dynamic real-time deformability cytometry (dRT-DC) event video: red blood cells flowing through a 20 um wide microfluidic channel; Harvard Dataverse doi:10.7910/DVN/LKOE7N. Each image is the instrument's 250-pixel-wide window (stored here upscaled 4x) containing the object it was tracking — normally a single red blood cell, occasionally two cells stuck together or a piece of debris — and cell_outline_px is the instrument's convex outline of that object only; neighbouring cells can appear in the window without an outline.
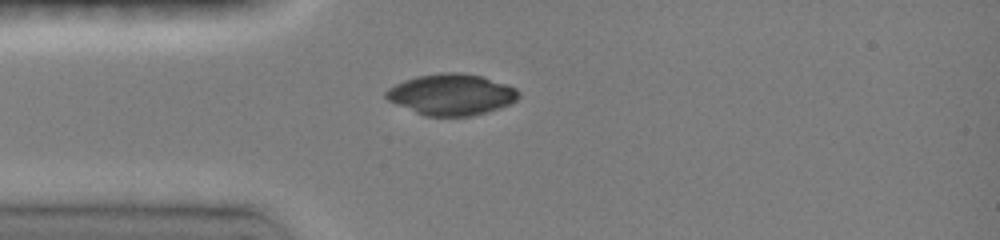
{"species": "common noctule bat (a hibernating species)", "species_latin": "Nyctalus noctula", "temperature_condition": "room temperature", "stored_images_in_passage": 40, "camera_frame_rate_fps": 3000, "um_per_image_px": 0.085, "animal": {"sex": "female", "body_mass_g": 19.0, "forearm_length_mm": 51.5}, "frame": {"image": 1, "passage_image": 1, "time_ms": 0.0, "image_size_px": [1000, 240], "cell_outline_px": [[520, 96], [516, 100], [500, 108], [488, 112], [472, 116], [424, 116], [388, 100], [384, 96], [384, 92], [388, 88], [404, 80], [416, 76], [440, 72], [460, 72], [484, 76], [508, 84], [516, 88], [520, 92]], "centroid_in_image_um": [38.39, 8.02], "position_along_channel_um": 46.6, "area_um2": 32.14}}
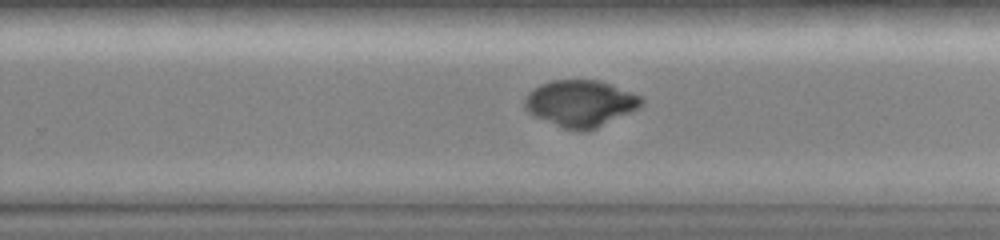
{"frame": {"image": 2, "passage_image": 16, "time_ms": 6.0, "image_size_px": [1000, 240], "cell_outline_px": [[644, 104], [640, 108], [596, 128], [584, 132], [576, 132], [564, 128], [536, 116], [528, 112], [524, 108], [524, 100], [528, 92], [532, 88], [540, 84], [552, 80], [600, 80], [644, 96]], "centroid_in_image_um": [49.37, 8.78], "position_along_channel_um": 280.4, "area_um2": 32.02}}
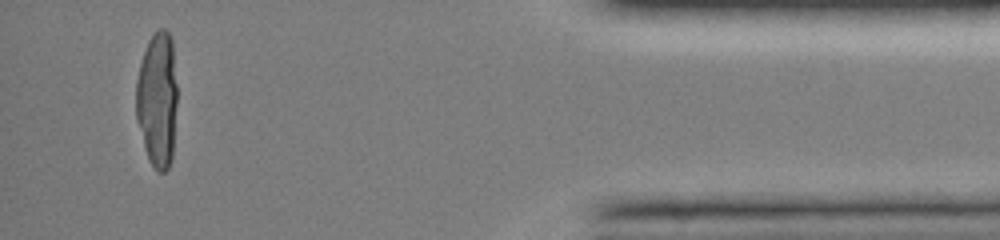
{"frame": {"image": 3, "passage_image": 33, "time_ms": 10.667, "image_size_px": [1000, 240], "cell_outline_px": [[176, 104], [172, 156], [168, 168], [164, 172], [156, 172], [148, 160], [144, 148], [136, 120], [136, 80], [140, 64], [148, 40], [156, 28], [164, 28], [172, 36], [176, 84]], "centroid_in_image_um": [13.36, 8.45], "position_along_channel_um": 421.8, "area_um2": 32.83}}